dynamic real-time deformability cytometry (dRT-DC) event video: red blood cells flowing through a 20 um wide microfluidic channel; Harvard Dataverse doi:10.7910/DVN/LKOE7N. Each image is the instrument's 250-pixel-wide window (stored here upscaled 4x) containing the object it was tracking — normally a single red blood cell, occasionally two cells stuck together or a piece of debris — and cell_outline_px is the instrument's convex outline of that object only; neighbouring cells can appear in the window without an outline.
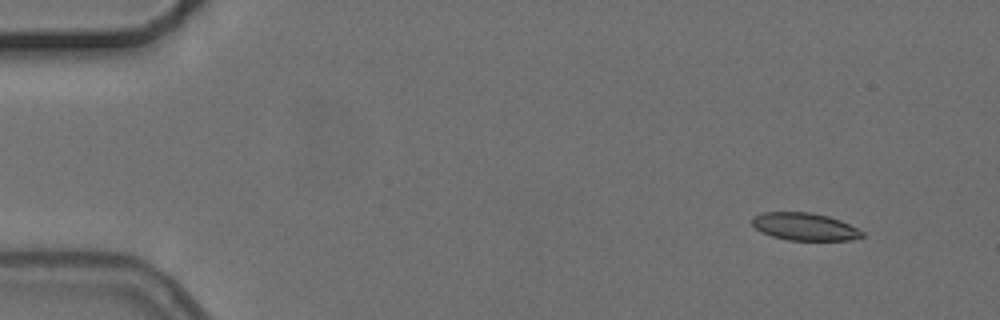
{"species": "common noctule bat (a hibernating species)", "species_latin": "Nyctalus noctula", "temperature_condition": "cold", "stored_images_in_passage": 4, "camera_frame_rate_fps": 3000, "um_per_image_px": 0.085, "animal": {"sex": "female", "body_mass_g": 24.6, "forearm_length_mm": 56.2}, "frame": {"image": 1, "passage_image": 1, "time_ms": 0.0, "image_size_px": [1000, 320], "cell_outline_px": [[864, 236], [852, 240], [788, 240], [772, 236], [760, 232], [752, 224], [752, 216], [764, 212], [812, 212], [828, 216], [840, 220], [864, 232]], "centroid_in_image_um": [68.38, 19.26], "position_along_channel_um": 16.6, "area_um2": 17.69}}
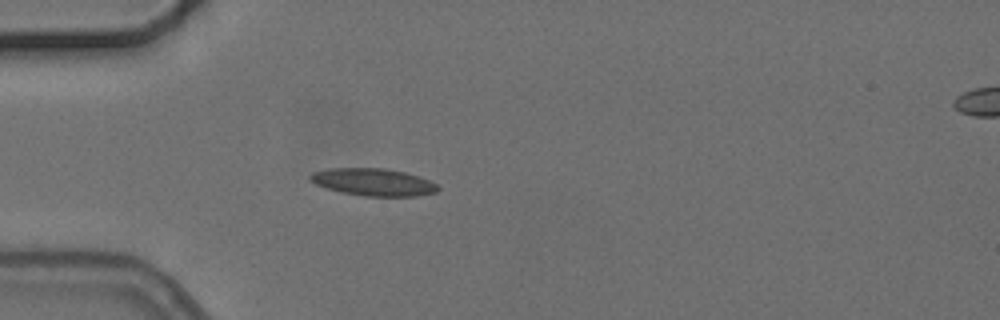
{"frame": {"image": 2, "passage_image": 4, "time_ms": 3.667, "image_size_px": [1000, 320], "cell_outline_px": [[440, 188], [436, 192], [416, 196], [364, 196], [344, 192], [328, 188], [316, 184], [308, 176], [312, 172], [328, 168], [384, 168], [404, 172], [428, 180], [436, 184]], "centroid_in_image_um": [31.73, 15.47], "position_along_channel_um": 53.3, "area_um2": 20.06}}